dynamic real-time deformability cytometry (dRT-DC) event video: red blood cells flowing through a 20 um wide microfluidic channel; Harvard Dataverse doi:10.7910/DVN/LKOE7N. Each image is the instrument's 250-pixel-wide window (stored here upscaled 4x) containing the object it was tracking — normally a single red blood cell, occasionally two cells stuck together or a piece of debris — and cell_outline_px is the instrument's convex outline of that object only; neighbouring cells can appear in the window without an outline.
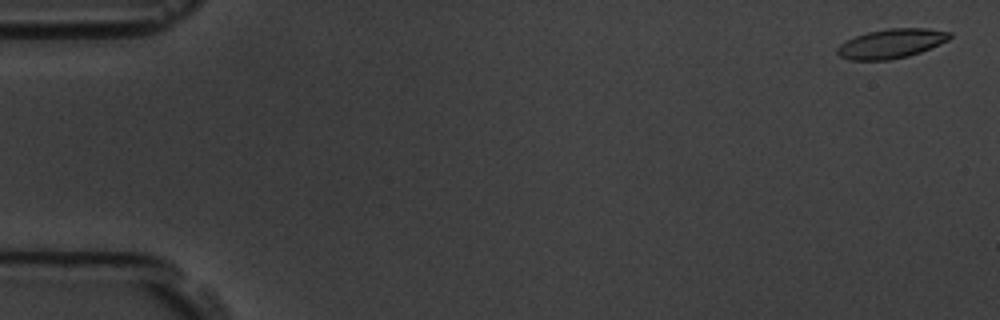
{"species": "common noctule bat (a hibernating species)", "species_latin": "Nyctalus noctula", "temperature_condition": "room temperature", "stored_images_in_passage": 58, "camera_frame_rate_fps": 3000, "um_per_image_px": 0.085, "animal": {"sex": "male", "body_mass_g": 19.5, "forearm_length_mm": 54.6}, "frame": {"image": 1, "passage_image": 2, "time_ms": 0.333, "image_size_px": [1000, 320], "cell_outline_px": [[952, 36], [948, 40], [920, 52], [908, 56], [888, 60], [848, 60], [840, 56], [836, 52], [836, 48], [840, 44], [856, 36], [868, 32], [888, 28], [928, 28], [952, 32]], "centroid_in_image_um": [75.76, 3.7], "position_along_channel_um": 9.2, "area_um2": 19.19}}
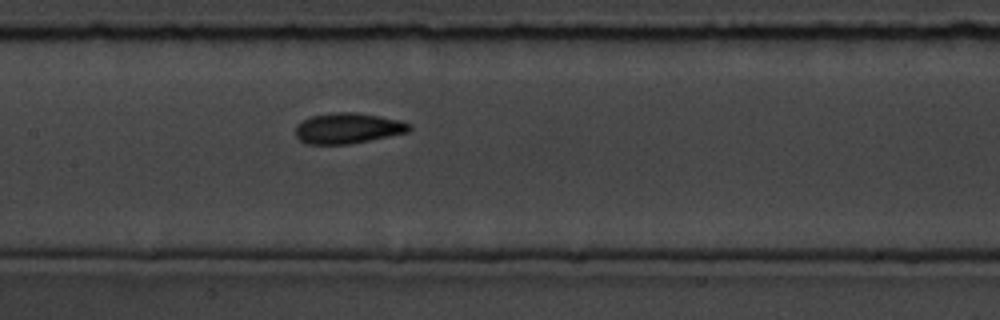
{"frame": {"image": 2, "passage_image": 28, "time_ms": 9.0, "image_size_px": [1000, 320], "cell_outline_px": [[412, 128], [408, 132], [352, 144], [308, 144], [300, 140], [296, 136], [296, 124], [312, 116], [332, 112], [356, 112], [380, 116], [400, 120], [412, 124]], "centroid_in_image_um": [29.59, 10.9], "position_along_channel_um": 177.8, "area_um2": 20.4}}
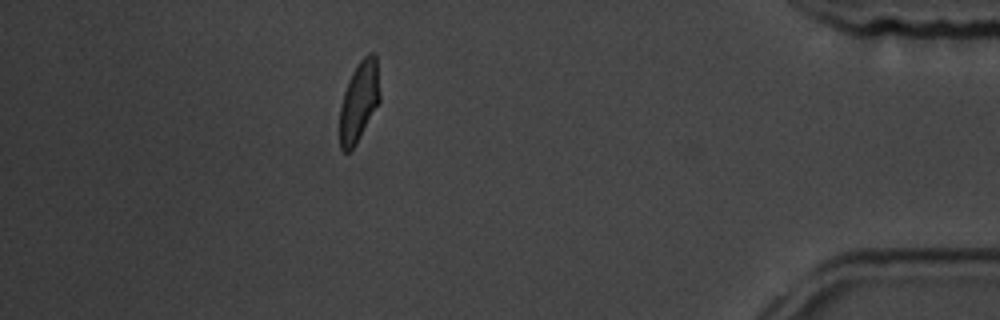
{"frame": {"image": 3, "passage_image": 51, "time_ms": 16.667, "image_size_px": [1000, 320], "cell_outline_px": [[380, 100], [356, 144], [348, 152], [344, 152], [340, 148], [340, 108], [344, 92], [348, 80], [352, 72], [360, 60], [368, 52], [376, 52], [380, 92]], "centroid_in_image_um": [30.53, 8.57], "position_along_channel_um": 404.7, "area_um2": 18.73}}